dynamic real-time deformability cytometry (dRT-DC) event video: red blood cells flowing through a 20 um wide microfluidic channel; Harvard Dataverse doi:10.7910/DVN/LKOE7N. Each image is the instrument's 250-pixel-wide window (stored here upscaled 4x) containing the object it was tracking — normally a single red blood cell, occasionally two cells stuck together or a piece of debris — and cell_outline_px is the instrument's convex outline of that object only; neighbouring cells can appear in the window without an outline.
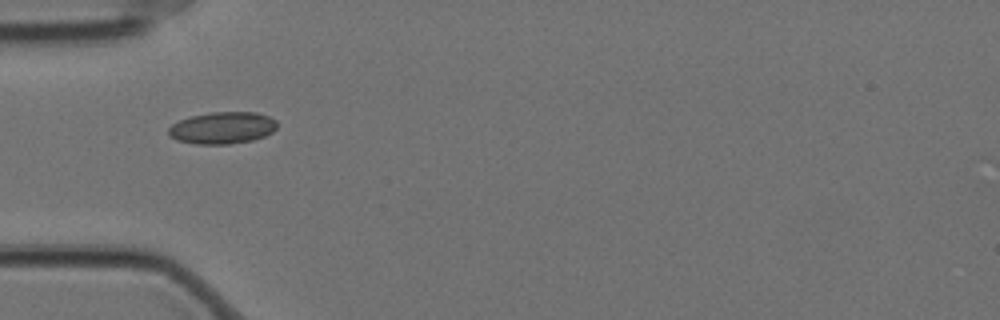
{"species": "Egyptian fruit bat (a non-hibernating species)", "species_latin": "Rousettus aegyptiacus", "temperature_condition": "cold", "stored_images_in_passage": 2, "camera_frame_rate_fps": 3000, "um_per_image_px": 0.085, "animal": {"sex": "female"}, "frame": {"image": 1, "passage_image": 1, "time_ms": 0.0, "image_size_px": [1000, 320], "cell_outline_px": [[276, 128], [272, 132], [264, 136], [252, 140], [228, 144], [196, 144], [176, 140], [168, 136], [168, 128], [172, 124], [180, 120], [192, 116], [212, 112], [256, 112], [268, 116], [276, 120]], "centroid_in_image_um": [18.88, 10.87], "position_along_channel_um": 66.1, "area_um2": 20.17}}
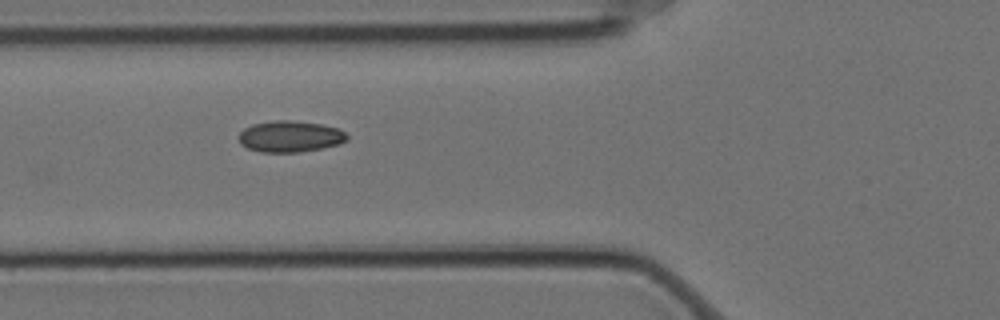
{"frame": {"image": 2, "passage_image": 2, "time_ms": 0.333, "image_size_px": [1000, 320], "cell_outline_px": [[348, 140], [340, 144], [324, 148], [300, 152], [260, 152], [248, 148], [240, 144], [240, 132], [244, 128], [252, 124], [276, 120], [288, 120], [320, 124], [340, 128], [348, 136]], "centroid_in_image_um": [24.69, 11.6], "position_along_channel_um": 101.1, "area_um2": 19.83}}